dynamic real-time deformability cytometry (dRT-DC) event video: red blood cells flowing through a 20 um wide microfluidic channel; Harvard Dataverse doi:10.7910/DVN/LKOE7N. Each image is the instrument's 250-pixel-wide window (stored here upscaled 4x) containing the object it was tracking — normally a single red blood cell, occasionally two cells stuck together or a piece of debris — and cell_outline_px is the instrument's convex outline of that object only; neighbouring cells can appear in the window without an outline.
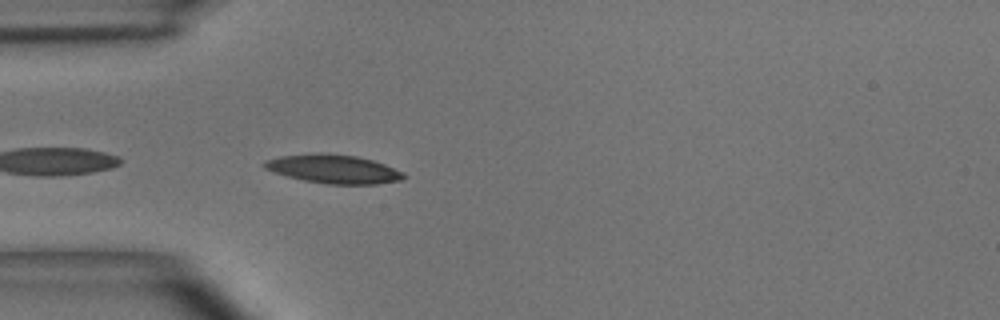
{"species": "common noctule bat (a hibernating species)", "species_latin": "Nyctalus noctula", "temperature_condition": "room temperature", "stored_images_in_passage": 5, "camera_frame_rate_fps": 3000, "um_per_image_px": 0.085, "animal": {"sex": "male", "body_mass_g": 15.6}, "frame": {"image": 1, "passage_image": 2, "time_ms": 0.333, "image_size_px": [1000, 320], "cell_outline_px": [[408, 176], [400, 180], [376, 184], [328, 184], [304, 180], [288, 176], [264, 168], [260, 164], [264, 160], [280, 156], [320, 152], [356, 156], [372, 160], [384, 164], [404, 172]], "centroid_in_image_um": [28.34, 14.35], "position_along_channel_um": 56.7, "area_um2": 23.29}}